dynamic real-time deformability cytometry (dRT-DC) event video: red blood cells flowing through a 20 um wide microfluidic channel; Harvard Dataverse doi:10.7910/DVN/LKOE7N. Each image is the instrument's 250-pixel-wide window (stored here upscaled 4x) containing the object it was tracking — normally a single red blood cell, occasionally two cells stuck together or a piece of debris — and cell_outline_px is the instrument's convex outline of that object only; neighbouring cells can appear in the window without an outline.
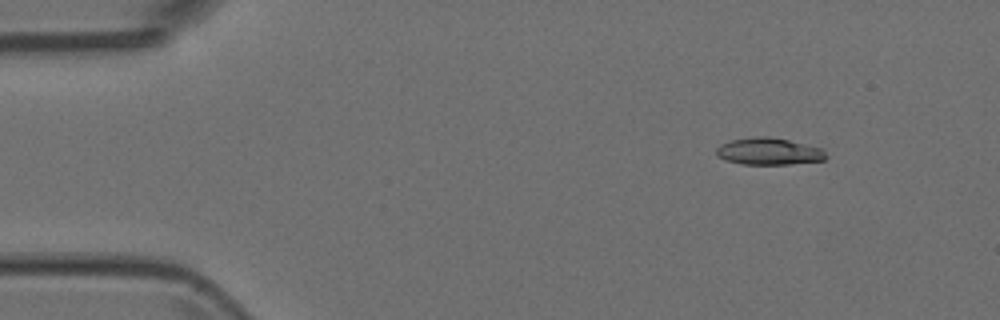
{"species": "Egyptian fruit bat (a non-hibernating species)", "species_latin": "Rousettus aegyptiacus", "temperature_condition": "room temperature", "stored_images_in_passage": 4, "camera_frame_rate_fps": 3000, "um_per_image_px": 0.085, "animal": {"sex": "female"}, "frame": {"image": 1, "passage_image": 2, "time_ms": 0.333, "image_size_px": [1000, 320], "cell_outline_px": [[828, 156], [824, 160], [788, 164], [740, 164], [716, 156], [716, 148], [720, 144], [732, 140], [752, 136], [768, 136], [788, 140], [820, 148]], "centroid_in_image_um": [65.31, 12.86], "position_along_channel_um": 19.7, "area_um2": 17.11}}